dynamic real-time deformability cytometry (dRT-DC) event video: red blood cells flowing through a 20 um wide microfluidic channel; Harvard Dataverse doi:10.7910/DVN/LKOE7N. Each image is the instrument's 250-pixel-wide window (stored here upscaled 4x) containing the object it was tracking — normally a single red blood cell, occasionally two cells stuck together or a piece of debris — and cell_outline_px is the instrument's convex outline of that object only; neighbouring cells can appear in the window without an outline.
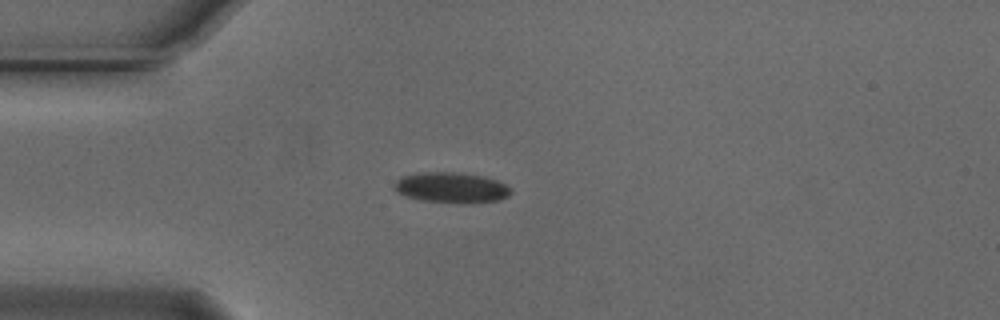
{"species": "Egyptian fruit bat (a non-hibernating species)", "species_latin": "Rousettus aegyptiacus", "temperature_condition": "cold", "stored_images_in_passage": 41, "camera_frame_rate_fps": 3000, "um_per_image_px": 0.085, "animal": {"sex": "male"}, "frame": {"image": 1, "passage_image": 1, "time_ms": 0.0, "image_size_px": [1000, 320], "cell_outline_px": [[512, 192], [508, 196], [500, 200], [472, 204], [460, 204], [420, 200], [404, 196], [396, 192], [392, 188], [392, 184], [400, 176], [424, 172], [452, 172], [484, 176], [496, 180], [512, 188]], "centroid_in_image_um": [38.34, 15.97], "position_along_channel_um": 46.7, "area_um2": 21.27}}
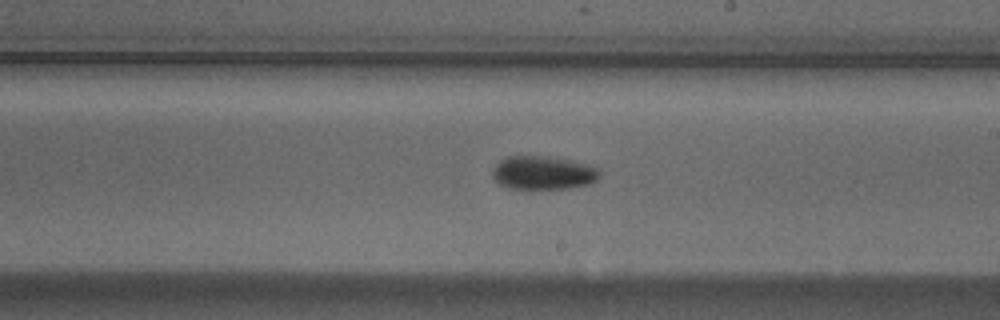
{"frame": {"image": 2, "passage_image": 18, "time_ms": 5.667, "image_size_px": [1000, 320], "cell_outline_px": [[600, 176], [596, 180], [588, 184], [568, 188], [508, 188], [500, 184], [492, 176], [492, 168], [500, 160], [508, 156], [548, 156], [572, 160], [588, 164], [600, 168]], "centroid_in_image_um": [46.18, 14.67], "position_along_channel_um": 242.8, "area_um2": 20.98}}
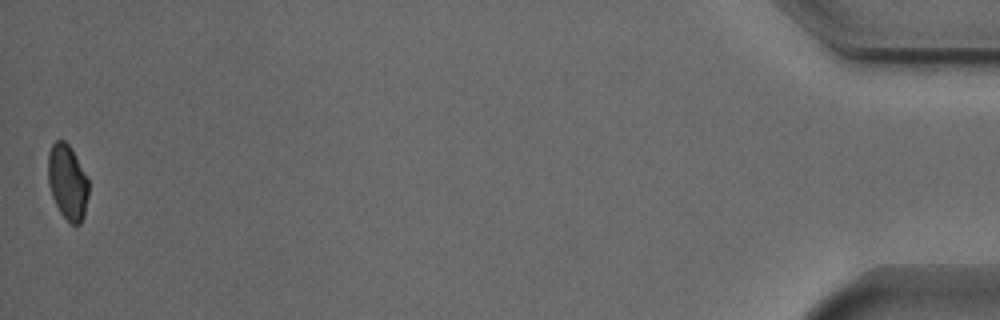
{"frame": {"image": 3, "passage_image": 41, "time_ms": 13.333, "image_size_px": [1000, 320], "cell_outline_px": [[88, 196], [84, 216], [80, 224], [72, 224], [60, 212], [52, 196], [48, 184], [48, 152], [52, 144], [56, 140], [64, 140], [68, 144], [88, 180]], "centroid_in_image_um": [5.72, 15.48], "position_along_channel_um": 429.5, "area_um2": 17.46}, "authors_computed_cell_mechanics": {"area_um2": 20.1722, "velocity_mm_per_s": 3.7397, "shape_relaxation_time_tau1_ms": 2.9473, "shape_relaxation_time_tau2_ms": null, "deformation_change_tau1": 0.0811, "deformation_change_tau2": null}}